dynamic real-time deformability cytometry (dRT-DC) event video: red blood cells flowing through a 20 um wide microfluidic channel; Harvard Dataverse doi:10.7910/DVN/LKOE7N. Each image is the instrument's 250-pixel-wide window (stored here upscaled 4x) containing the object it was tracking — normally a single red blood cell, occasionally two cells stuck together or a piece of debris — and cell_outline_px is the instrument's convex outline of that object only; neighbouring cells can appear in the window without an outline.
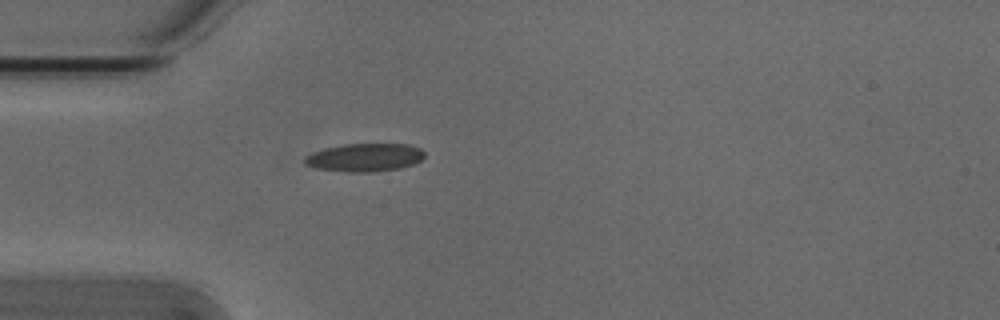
{"species": "Egyptian fruit bat (a non-hibernating species)", "species_latin": "Rousettus aegyptiacus", "temperature_condition": "cold", "stored_images_in_passage": 39, "camera_frame_rate_fps": 3000, "um_per_image_px": 0.085, "animal": {"sex": "male"}, "frame": {"image": 1, "passage_image": 1, "time_ms": 0.0, "image_size_px": [1000, 320], "cell_outline_px": [[424, 156], [420, 160], [412, 164], [400, 168], [372, 172], [348, 172], [316, 168], [304, 164], [304, 156], [312, 152], [324, 148], [344, 144], [408, 144], [420, 148], [424, 152]], "centroid_in_image_um": [30.97, 13.38], "position_along_channel_um": 54.0, "area_um2": 19.65}}
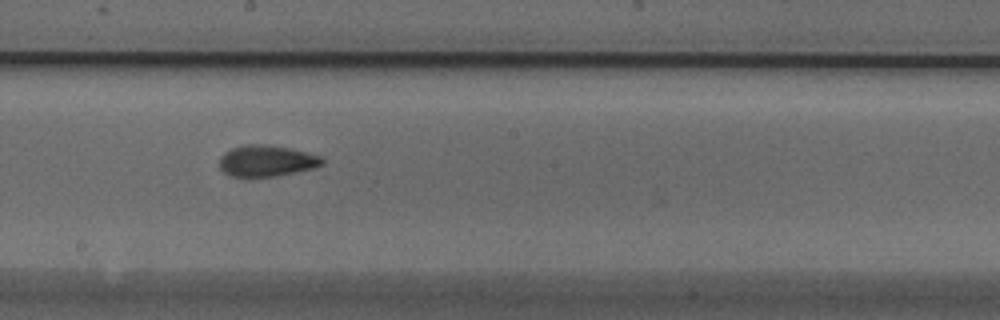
{"frame": {"image": 2, "passage_image": 15, "time_ms": 4.667, "image_size_px": [1000, 320], "cell_outline_px": [[324, 164], [316, 168], [276, 176], [248, 180], [232, 176], [224, 172], [220, 168], [220, 156], [224, 152], [232, 148], [248, 144], [264, 144], [292, 148], [320, 156], [324, 160]], "centroid_in_image_um": [22.65, 13.71], "position_along_channel_um": 225.6, "area_um2": 19.36}}
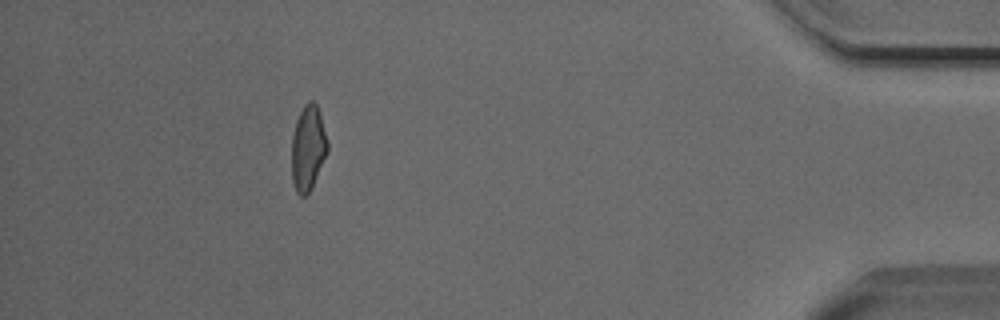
{"frame": {"image": 3, "passage_image": 34, "time_ms": 11.0, "image_size_px": [1000, 320], "cell_outline_px": [[328, 152], [312, 188], [304, 196], [300, 196], [296, 192], [292, 180], [292, 136], [296, 120], [304, 104], [308, 100], [312, 100], [316, 104], [320, 116], [328, 144]], "centroid_in_image_um": [26.17, 12.6], "position_along_channel_um": 409.0, "area_um2": 17.74}, "authors_computed_cell_mechanics": {"area_um2": 18.1492, "velocity_mm_per_s": 3.8255, "shape_relaxation_time_tau1_ms": 5.8662, "shape_relaxation_time_tau2_ms": 2.1377, "deformation_change_tau1": 0.1614, "deformation_change_tau2": 0.0761}}